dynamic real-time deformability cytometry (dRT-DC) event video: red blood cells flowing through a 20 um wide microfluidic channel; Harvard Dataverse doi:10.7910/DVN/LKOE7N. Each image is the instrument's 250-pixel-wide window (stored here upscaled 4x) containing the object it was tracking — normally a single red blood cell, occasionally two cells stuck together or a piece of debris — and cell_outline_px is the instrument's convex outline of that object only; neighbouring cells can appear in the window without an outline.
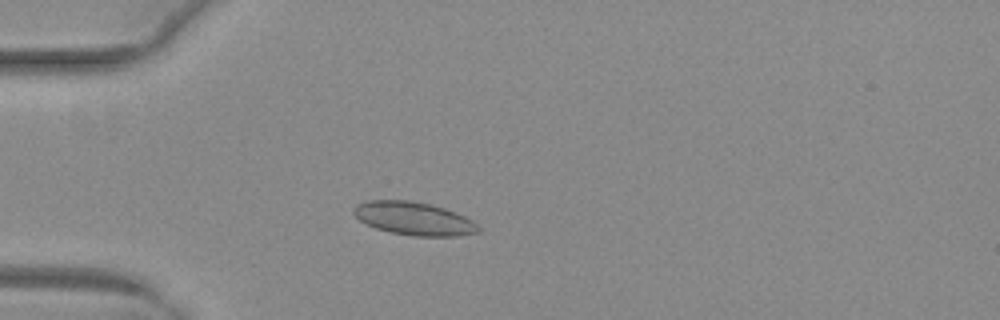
{"species": "common noctule bat (a hibernating species)", "species_latin": "Nyctalus noctula", "temperature_condition": "warm", "stored_images_in_passage": 41, "camera_frame_rate_fps": 3000, "um_per_image_px": 0.085, "animal": {"sex": "female", "body_mass_g": 29.2, "forearm_length_mm": 56.3}, "frame": {"image": 1, "passage_image": 5, "time_ms": 1.333, "image_size_px": [1000, 320], "cell_outline_px": [[480, 232], [460, 236], [412, 236], [392, 232], [376, 228], [360, 220], [352, 212], [352, 208], [356, 204], [368, 200], [408, 200], [428, 204], [444, 208], [456, 212], [472, 220], [480, 228]], "centroid_in_image_um": [35.18, 18.58], "position_along_channel_um": 49.8, "area_um2": 24.04}}
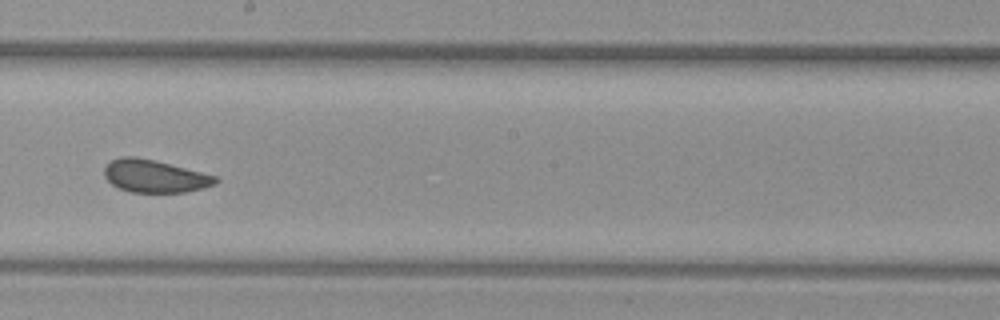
{"frame": {"image": 2, "passage_image": 20, "time_ms": 6.333, "image_size_px": [1000, 320], "cell_outline_px": [[220, 180], [216, 184], [204, 188], [188, 192], [132, 192], [120, 188], [112, 184], [104, 176], [104, 168], [112, 160], [120, 156], [136, 156], [216, 176]], "centroid_in_image_um": [13.15, 14.98], "position_along_channel_um": 235.0, "area_um2": 20.92}}
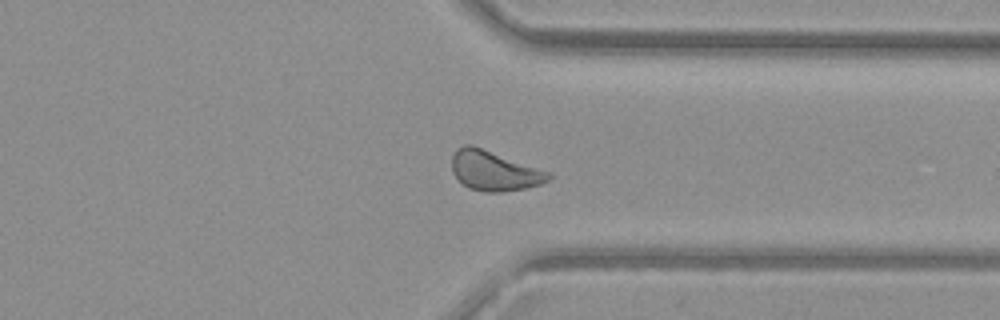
{"frame": {"image": 3, "passage_image": 30, "time_ms": 9.667, "image_size_px": [1000, 320], "cell_outline_px": [[552, 176], [548, 180], [540, 184], [524, 188], [504, 192], [484, 192], [468, 188], [452, 172], [452, 156], [456, 148], [464, 144], [472, 144], [552, 172]], "centroid_in_image_um": [42.01, 14.5], "position_along_channel_um": 369.4, "area_um2": 22.66}, "authors_computed_cell_mechanics": {"area_um2": 22.0218, "velocity_mm_per_s": 4.0341, "shape_relaxation_time_tau1_ms": 3.5731, "shape_relaxation_time_tau2_ms": 2.3054, "deformation_change_tau1": 0.0887, "deformation_change_tau2": 0.0612}}